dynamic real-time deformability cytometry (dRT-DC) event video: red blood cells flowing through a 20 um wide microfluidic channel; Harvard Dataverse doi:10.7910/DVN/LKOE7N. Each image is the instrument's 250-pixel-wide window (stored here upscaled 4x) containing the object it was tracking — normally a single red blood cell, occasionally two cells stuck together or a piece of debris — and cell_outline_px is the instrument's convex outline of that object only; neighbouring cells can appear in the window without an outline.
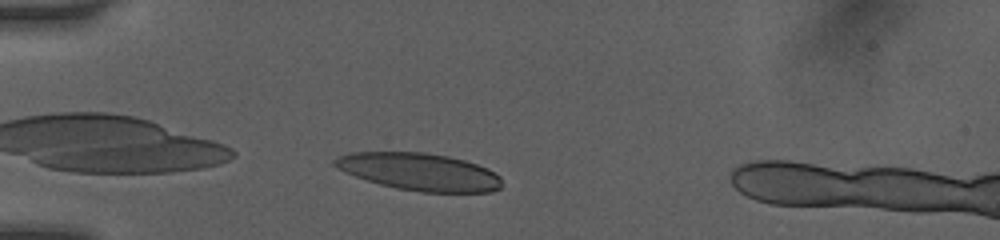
{"species": "human", "species_latin": "Homo sapiens", "temperature_condition": "room temperature", "stored_images_in_passage": 68, "camera_frame_rate_fps": 3000, "um_per_image_px": 0.085, "donor": {"sex": "female"}, "frame": {"image": 1, "passage_image": 3, "time_ms": 0.667, "image_size_px": [1000, 240], "cell_outline_px": [[500, 188], [492, 192], [420, 192], [396, 188], [380, 184], [344, 172], [336, 168], [332, 164], [332, 160], [336, 156], [352, 152], [424, 152], [448, 156], [464, 160], [488, 168], [500, 176]], "centroid_in_image_um": [35.62, 14.59], "position_along_channel_um": 49.4, "area_um2": 36.47}}
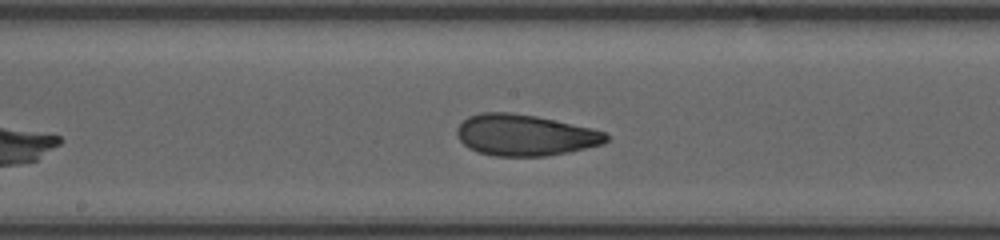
{"frame": {"image": 2, "passage_image": 26, "time_ms": 5.0, "image_size_px": [1000, 240], "cell_outline_px": [[608, 140], [604, 144], [568, 152], [548, 156], [496, 156], [476, 152], [468, 148], [460, 140], [456, 132], [456, 128], [468, 116], [480, 112], [508, 112], [536, 116], [592, 128], [604, 132], [608, 136]], "centroid_in_image_um": [44.61, 11.49], "position_along_channel_um": 203.6, "area_um2": 35.95}}
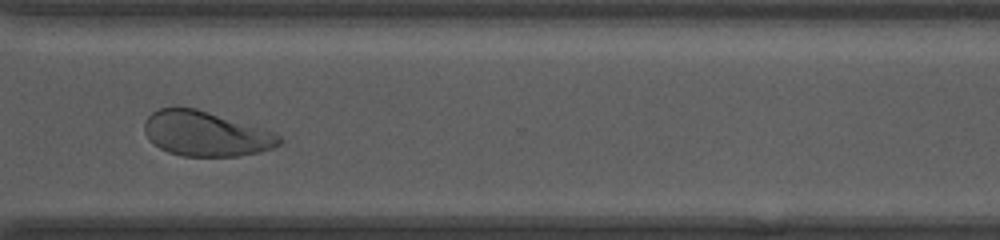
{"frame": {"image": 3, "passage_image": 44, "time_ms": 8.667, "image_size_px": [1000, 240], "cell_outline_px": [[284, 144], [260, 152], [236, 156], [180, 156], [168, 152], [160, 148], [144, 132], [144, 120], [152, 112], [160, 108], [176, 104], [196, 108], [260, 128], [272, 132], [280, 136], [284, 140]], "centroid_in_image_um": [17.47, 11.35], "position_along_channel_um": 353.1, "area_um2": 35.49}, "authors_computed_cell_mechanics": {"area_um2": 36.4718, "velocity_mm_per_s": 4.0883, "shape_relaxation_time_tau1_ms": 5.5469, "shape_relaxation_time_tau2_ms": 1.2226, "deformation_change_tau1": 0.1754, "deformation_change_tau2": 0.0779}}